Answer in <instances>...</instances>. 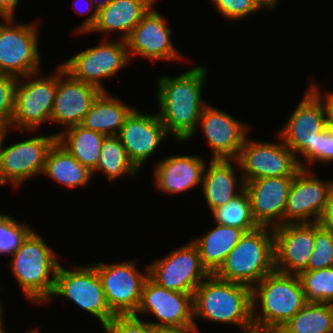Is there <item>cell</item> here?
Listing matches in <instances>:
<instances>
[{
  "mask_svg": "<svg viewBox=\"0 0 333 333\" xmlns=\"http://www.w3.org/2000/svg\"><path fill=\"white\" fill-rule=\"evenodd\" d=\"M206 69L197 66L179 76L166 75L158 81V116L168 135H174L178 141H188L197 131L202 110L207 105L201 98Z\"/></svg>",
  "mask_w": 333,
  "mask_h": 333,
  "instance_id": "1",
  "label": "cell"
},
{
  "mask_svg": "<svg viewBox=\"0 0 333 333\" xmlns=\"http://www.w3.org/2000/svg\"><path fill=\"white\" fill-rule=\"evenodd\" d=\"M195 318L238 325L243 333H254L252 288L209 274L193 294L194 324Z\"/></svg>",
  "mask_w": 333,
  "mask_h": 333,
  "instance_id": "2",
  "label": "cell"
},
{
  "mask_svg": "<svg viewBox=\"0 0 333 333\" xmlns=\"http://www.w3.org/2000/svg\"><path fill=\"white\" fill-rule=\"evenodd\" d=\"M257 303L259 306L261 304L262 313L257 312ZM305 304L299 276L274 270L252 288V321L255 332L277 333Z\"/></svg>",
  "mask_w": 333,
  "mask_h": 333,
  "instance_id": "3",
  "label": "cell"
},
{
  "mask_svg": "<svg viewBox=\"0 0 333 333\" xmlns=\"http://www.w3.org/2000/svg\"><path fill=\"white\" fill-rule=\"evenodd\" d=\"M51 248L33 230L12 254L11 272L32 303L45 304L52 295L60 263Z\"/></svg>",
  "mask_w": 333,
  "mask_h": 333,
  "instance_id": "4",
  "label": "cell"
},
{
  "mask_svg": "<svg viewBox=\"0 0 333 333\" xmlns=\"http://www.w3.org/2000/svg\"><path fill=\"white\" fill-rule=\"evenodd\" d=\"M274 270L273 228L258 227L244 233L214 275L253 288Z\"/></svg>",
  "mask_w": 333,
  "mask_h": 333,
  "instance_id": "5",
  "label": "cell"
},
{
  "mask_svg": "<svg viewBox=\"0 0 333 333\" xmlns=\"http://www.w3.org/2000/svg\"><path fill=\"white\" fill-rule=\"evenodd\" d=\"M40 74L36 72L18 79L11 129L16 127L22 129V132L24 129L33 132L42 123L51 121L57 90V70L51 76L39 79L37 75Z\"/></svg>",
  "mask_w": 333,
  "mask_h": 333,
  "instance_id": "6",
  "label": "cell"
},
{
  "mask_svg": "<svg viewBox=\"0 0 333 333\" xmlns=\"http://www.w3.org/2000/svg\"><path fill=\"white\" fill-rule=\"evenodd\" d=\"M282 127L278 135L295 154L300 167L307 169V164H302L296 153L301 154L308 165L316 162L317 137L327 128L321 101L309 89L306 90L304 98Z\"/></svg>",
  "mask_w": 333,
  "mask_h": 333,
  "instance_id": "7",
  "label": "cell"
},
{
  "mask_svg": "<svg viewBox=\"0 0 333 333\" xmlns=\"http://www.w3.org/2000/svg\"><path fill=\"white\" fill-rule=\"evenodd\" d=\"M280 140L258 142L245 139L233 160L242 172L244 182L266 177H294L301 169L295 154Z\"/></svg>",
  "mask_w": 333,
  "mask_h": 333,
  "instance_id": "8",
  "label": "cell"
},
{
  "mask_svg": "<svg viewBox=\"0 0 333 333\" xmlns=\"http://www.w3.org/2000/svg\"><path fill=\"white\" fill-rule=\"evenodd\" d=\"M0 22V74L20 78L40 72L38 31L35 24H15V18Z\"/></svg>",
  "mask_w": 333,
  "mask_h": 333,
  "instance_id": "9",
  "label": "cell"
},
{
  "mask_svg": "<svg viewBox=\"0 0 333 333\" xmlns=\"http://www.w3.org/2000/svg\"><path fill=\"white\" fill-rule=\"evenodd\" d=\"M75 269L69 271L59 265L52 295L46 303L54 296L66 297L95 316L104 327L115 315L107 305L99 275L92 265Z\"/></svg>",
  "mask_w": 333,
  "mask_h": 333,
  "instance_id": "10",
  "label": "cell"
},
{
  "mask_svg": "<svg viewBox=\"0 0 333 333\" xmlns=\"http://www.w3.org/2000/svg\"><path fill=\"white\" fill-rule=\"evenodd\" d=\"M106 39L109 38L104 36L100 45L87 48L62 64L74 79L93 85L103 92H107V89L101 79L116 75L131 62L125 40Z\"/></svg>",
  "mask_w": 333,
  "mask_h": 333,
  "instance_id": "11",
  "label": "cell"
},
{
  "mask_svg": "<svg viewBox=\"0 0 333 333\" xmlns=\"http://www.w3.org/2000/svg\"><path fill=\"white\" fill-rule=\"evenodd\" d=\"M101 280L107 305L114 315H135L142 296V288L148 278L146 273L137 271L134 261L109 264L100 262L92 265Z\"/></svg>",
  "mask_w": 333,
  "mask_h": 333,
  "instance_id": "12",
  "label": "cell"
},
{
  "mask_svg": "<svg viewBox=\"0 0 333 333\" xmlns=\"http://www.w3.org/2000/svg\"><path fill=\"white\" fill-rule=\"evenodd\" d=\"M208 275L201 264L199 249L193 241L148 265V277L157 285L192 295Z\"/></svg>",
  "mask_w": 333,
  "mask_h": 333,
  "instance_id": "13",
  "label": "cell"
},
{
  "mask_svg": "<svg viewBox=\"0 0 333 333\" xmlns=\"http://www.w3.org/2000/svg\"><path fill=\"white\" fill-rule=\"evenodd\" d=\"M6 134L3 133L0 143V185L9 181L18 188L25 180L43 173L47 154L57 141V135L31 137L4 148Z\"/></svg>",
  "mask_w": 333,
  "mask_h": 333,
  "instance_id": "14",
  "label": "cell"
},
{
  "mask_svg": "<svg viewBox=\"0 0 333 333\" xmlns=\"http://www.w3.org/2000/svg\"><path fill=\"white\" fill-rule=\"evenodd\" d=\"M314 176L315 173L308 168H301L294 176L284 211V224L320 222L333 180L323 181Z\"/></svg>",
  "mask_w": 333,
  "mask_h": 333,
  "instance_id": "15",
  "label": "cell"
},
{
  "mask_svg": "<svg viewBox=\"0 0 333 333\" xmlns=\"http://www.w3.org/2000/svg\"><path fill=\"white\" fill-rule=\"evenodd\" d=\"M148 312L159 319L157 322H148L153 326H197L193 320V295L161 287L149 277L144 282L136 314Z\"/></svg>",
  "mask_w": 333,
  "mask_h": 333,
  "instance_id": "16",
  "label": "cell"
},
{
  "mask_svg": "<svg viewBox=\"0 0 333 333\" xmlns=\"http://www.w3.org/2000/svg\"><path fill=\"white\" fill-rule=\"evenodd\" d=\"M275 271L299 274L307 268L314 249V223H286L273 228Z\"/></svg>",
  "mask_w": 333,
  "mask_h": 333,
  "instance_id": "17",
  "label": "cell"
},
{
  "mask_svg": "<svg viewBox=\"0 0 333 333\" xmlns=\"http://www.w3.org/2000/svg\"><path fill=\"white\" fill-rule=\"evenodd\" d=\"M152 8L125 39L130 60L134 54L146 57L153 62L181 59V54L179 55L178 50L170 40L171 29L167 27L166 19Z\"/></svg>",
  "mask_w": 333,
  "mask_h": 333,
  "instance_id": "18",
  "label": "cell"
},
{
  "mask_svg": "<svg viewBox=\"0 0 333 333\" xmlns=\"http://www.w3.org/2000/svg\"><path fill=\"white\" fill-rule=\"evenodd\" d=\"M102 92L93 85L74 79L60 65L57 69V90L51 122L63 124L66 129L80 125L91 105Z\"/></svg>",
  "mask_w": 333,
  "mask_h": 333,
  "instance_id": "19",
  "label": "cell"
},
{
  "mask_svg": "<svg viewBox=\"0 0 333 333\" xmlns=\"http://www.w3.org/2000/svg\"><path fill=\"white\" fill-rule=\"evenodd\" d=\"M294 177H266L245 183L251 212L259 227L284 224V211Z\"/></svg>",
  "mask_w": 333,
  "mask_h": 333,
  "instance_id": "20",
  "label": "cell"
},
{
  "mask_svg": "<svg viewBox=\"0 0 333 333\" xmlns=\"http://www.w3.org/2000/svg\"><path fill=\"white\" fill-rule=\"evenodd\" d=\"M198 124L212 148V159L219 160L236 159L250 127L208 103Z\"/></svg>",
  "mask_w": 333,
  "mask_h": 333,
  "instance_id": "21",
  "label": "cell"
},
{
  "mask_svg": "<svg viewBox=\"0 0 333 333\" xmlns=\"http://www.w3.org/2000/svg\"><path fill=\"white\" fill-rule=\"evenodd\" d=\"M117 136L129 159L139 170L168 133L158 113L143 114L134 108Z\"/></svg>",
  "mask_w": 333,
  "mask_h": 333,
  "instance_id": "22",
  "label": "cell"
},
{
  "mask_svg": "<svg viewBox=\"0 0 333 333\" xmlns=\"http://www.w3.org/2000/svg\"><path fill=\"white\" fill-rule=\"evenodd\" d=\"M205 161L196 155H175L154 166V182L166 194H179L202 183Z\"/></svg>",
  "mask_w": 333,
  "mask_h": 333,
  "instance_id": "23",
  "label": "cell"
},
{
  "mask_svg": "<svg viewBox=\"0 0 333 333\" xmlns=\"http://www.w3.org/2000/svg\"><path fill=\"white\" fill-rule=\"evenodd\" d=\"M231 159H211L210 165H205L201 187L210 210L225 205L245 189V182L237 180ZM238 191H236L237 189Z\"/></svg>",
  "mask_w": 333,
  "mask_h": 333,
  "instance_id": "24",
  "label": "cell"
},
{
  "mask_svg": "<svg viewBox=\"0 0 333 333\" xmlns=\"http://www.w3.org/2000/svg\"><path fill=\"white\" fill-rule=\"evenodd\" d=\"M157 0H112L98 10L95 25L88 32L122 31L121 40H125L131 30L141 21Z\"/></svg>",
  "mask_w": 333,
  "mask_h": 333,
  "instance_id": "25",
  "label": "cell"
},
{
  "mask_svg": "<svg viewBox=\"0 0 333 333\" xmlns=\"http://www.w3.org/2000/svg\"><path fill=\"white\" fill-rule=\"evenodd\" d=\"M133 110V107L121 103L120 99L111 96L109 92H102L80 125L105 136H115Z\"/></svg>",
  "mask_w": 333,
  "mask_h": 333,
  "instance_id": "26",
  "label": "cell"
},
{
  "mask_svg": "<svg viewBox=\"0 0 333 333\" xmlns=\"http://www.w3.org/2000/svg\"><path fill=\"white\" fill-rule=\"evenodd\" d=\"M216 225L206 235L192 240L199 249L201 264L209 274H214L219 269L245 233L236 227Z\"/></svg>",
  "mask_w": 333,
  "mask_h": 333,
  "instance_id": "27",
  "label": "cell"
},
{
  "mask_svg": "<svg viewBox=\"0 0 333 333\" xmlns=\"http://www.w3.org/2000/svg\"><path fill=\"white\" fill-rule=\"evenodd\" d=\"M55 135H57V142L79 163L91 172L95 170L106 137L104 134L76 125Z\"/></svg>",
  "mask_w": 333,
  "mask_h": 333,
  "instance_id": "28",
  "label": "cell"
},
{
  "mask_svg": "<svg viewBox=\"0 0 333 333\" xmlns=\"http://www.w3.org/2000/svg\"><path fill=\"white\" fill-rule=\"evenodd\" d=\"M42 174L71 189L88 185L93 176L57 141L49 149Z\"/></svg>",
  "mask_w": 333,
  "mask_h": 333,
  "instance_id": "29",
  "label": "cell"
},
{
  "mask_svg": "<svg viewBox=\"0 0 333 333\" xmlns=\"http://www.w3.org/2000/svg\"><path fill=\"white\" fill-rule=\"evenodd\" d=\"M277 333H333V304L306 303Z\"/></svg>",
  "mask_w": 333,
  "mask_h": 333,
  "instance_id": "30",
  "label": "cell"
},
{
  "mask_svg": "<svg viewBox=\"0 0 333 333\" xmlns=\"http://www.w3.org/2000/svg\"><path fill=\"white\" fill-rule=\"evenodd\" d=\"M97 171L106 174L107 179L112 181L124 175L134 176L140 170L131 162L119 137L115 135L105 137L93 175Z\"/></svg>",
  "mask_w": 333,
  "mask_h": 333,
  "instance_id": "31",
  "label": "cell"
},
{
  "mask_svg": "<svg viewBox=\"0 0 333 333\" xmlns=\"http://www.w3.org/2000/svg\"><path fill=\"white\" fill-rule=\"evenodd\" d=\"M217 224L242 229L245 233L258 228L251 212L250 197L245 189L225 205L211 211Z\"/></svg>",
  "mask_w": 333,
  "mask_h": 333,
  "instance_id": "32",
  "label": "cell"
},
{
  "mask_svg": "<svg viewBox=\"0 0 333 333\" xmlns=\"http://www.w3.org/2000/svg\"><path fill=\"white\" fill-rule=\"evenodd\" d=\"M306 303L333 304V267L298 274Z\"/></svg>",
  "mask_w": 333,
  "mask_h": 333,
  "instance_id": "33",
  "label": "cell"
},
{
  "mask_svg": "<svg viewBox=\"0 0 333 333\" xmlns=\"http://www.w3.org/2000/svg\"><path fill=\"white\" fill-rule=\"evenodd\" d=\"M333 267V232L315 222L314 249L304 271Z\"/></svg>",
  "mask_w": 333,
  "mask_h": 333,
  "instance_id": "34",
  "label": "cell"
},
{
  "mask_svg": "<svg viewBox=\"0 0 333 333\" xmlns=\"http://www.w3.org/2000/svg\"><path fill=\"white\" fill-rule=\"evenodd\" d=\"M26 223H18L9 215L0 214V254H13L33 231Z\"/></svg>",
  "mask_w": 333,
  "mask_h": 333,
  "instance_id": "35",
  "label": "cell"
},
{
  "mask_svg": "<svg viewBox=\"0 0 333 333\" xmlns=\"http://www.w3.org/2000/svg\"><path fill=\"white\" fill-rule=\"evenodd\" d=\"M18 79L13 75L0 74V133L8 132L11 129Z\"/></svg>",
  "mask_w": 333,
  "mask_h": 333,
  "instance_id": "36",
  "label": "cell"
},
{
  "mask_svg": "<svg viewBox=\"0 0 333 333\" xmlns=\"http://www.w3.org/2000/svg\"><path fill=\"white\" fill-rule=\"evenodd\" d=\"M228 20H240L251 13L269 7L262 0H210Z\"/></svg>",
  "mask_w": 333,
  "mask_h": 333,
  "instance_id": "37",
  "label": "cell"
},
{
  "mask_svg": "<svg viewBox=\"0 0 333 333\" xmlns=\"http://www.w3.org/2000/svg\"><path fill=\"white\" fill-rule=\"evenodd\" d=\"M104 333H153V325L138 314L115 315L104 327Z\"/></svg>",
  "mask_w": 333,
  "mask_h": 333,
  "instance_id": "38",
  "label": "cell"
},
{
  "mask_svg": "<svg viewBox=\"0 0 333 333\" xmlns=\"http://www.w3.org/2000/svg\"><path fill=\"white\" fill-rule=\"evenodd\" d=\"M316 161L327 164L333 161V130L326 128L319 133L316 141Z\"/></svg>",
  "mask_w": 333,
  "mask_h": 333,
  "instance_id": "39",
  "label": "cell"
},
{
  "mask_svg": "<svg viewBox=\"0 0 333 333\" xmlns=\"http://www.w3.org/2000/svg\"><path fill=\"white\" fill-rule=\"evenodd\" d=\"M309 85V90L321 101L323 105L326 127L333 130V92H328V94L324 96L322 95V87L320 85L313 82Z\"/></svg>",
  "mask_w": 333,
  "mask_h": 333,
  "instance_id": "40",
  "label": "cell"
},
{
  "mask_svg": "<svg viewBox=\"0 0 333 333\" xmlns=\"http://www.w3.org/2000/svg\"><path fill=\"white\" fill-rule=\"evenodd\" d=\"M87 1L89 2V5H90V6H88L89 9L87 8L88 10L86 9L85 10L86 12L81 11V12H83L81 14L82 15L87 14L93 8H94V12H92L91 15L89 17H87V19H85V21L79 26V28L77 30L78 33H83V34L88 33L92 29V27L95 25L97 17H98V10L96 9V7L93 5V3H91L90 0H87ZM77 11L80 13L79 10H77Z\"/></svg>",
  "mask_w": 333,
  "mask_h": 333,
  "instance_id": "41",
  "label": "cell"
},
{
  "mask_svg": "<svg viewBox=\"0 0 333 333\" xmlns=\"http://www.w3.org/2000/svg\"><path fill=\"white\" fill-rule=\"evenodd\" d=\"M320 224L333 232V188L331 189L325 212Z\"/></svg>",
  "mask_w": 333,
  "mask_h": 333,
  "instance_id": "42",
  "label": "cell"
},
{
  "mask_svg": "<svg viewBox=\"0 0 333 333\" xmlns=\"http://www.w3.org/2000/svg\"><path fill=\"white\" fill-rule=\"evenodd\" d=\"M153 333H199L197 326L158 327L153 326Z\"/></svg>",
  "mask_w": 333,
  "mask_h": 333,
  "instance_id": "43",
  "label": "cell"
},
{
  "mask_svg": "<svg viewBox=\"0 0 333 333\" xmlns=\"http://www.w3.org/2000/svg\"><path fill=\"white\" fill-rule=\"evenodd\" d=\"M19 0H0V17L13 18Z\"/></svg>",
  "mask_w": 333,
  "mask_h": 333,
  "instance_id": "44",
  "label": "cell"
},
{
  "mask_svg": "<svg viewBox=\"0 0 333 333\" xmlns=\"http://www.w3.org/2000/svg\"><path fill=\"white\" fill-rule=\"evenodd\" d=\"M91 3H93V5L96 7L97 10L101 9L102 7L107 6L112 0H103V1H99L98 0H90ZM98 2V3H96Z\"/></svg>",
  "mask_w": 333,
  "mask_h": 333,
  "instance_id": "45",
  "label": "cell"
},
{
  "mask_svg": "<svg viewBox=\"0 0 333 333\" xmlns=\"http://www.w3.org/2000/svg\"><path fill=\"white\" fill-rule=\"evenodd\" d=\"M268 7L269 9H274L275 6L278 4V0H262Z\"/></svg>",
  "mask_w": 333,
  "mask_h": 333,
  "instance_id": "46",
  "label": "cell"
},
{
  "mask_svg": "<svg viewBox=\"0 0 333 333\" xmlns=\"http://www.w3.org/2000/svg\"><path fill=\"white\" fill-rule=\"evenodd\" d=\"M3 306H2V303L0 302V321H2L3 320Z\"/></svg>",
  "mask_w": 333,
  "mask_h": 333,
  "instance_id": "47",
  "label": "cell"
},
{
  "mask_svg": "<svg viewBox=\"0 0 333 333\" xmlns=\"http://www.w3.org/2000/svg\"><path fill=\"white\" fill-rule=\"evenodd\" d=\"M2 328H3V320L0 321V333H8V332L4 331Z\"/></svg>",
  "mask_w": 333,
  "mask_h": 333,
  "instance_id": "48",
  "label": "cell"
},
{
  "mask_svg": "<svg viewBox=\"0 0 333 333\" xmlns=\"http://www.w3.org/2000/svg\"><path fill=\"white\" fill-rule=\"evenodd\" d=\"M26 333H36V329L35 330H30V331H28Z\"/></svg>",
  "mask_w": 333,
  "mask_h": 333,
  "instance_id": "49",
  "label": "cell"
},
{
  "mask_svg": "<svg viewBox=\"0 0 333 333\" xmlns=\"http://www.w3.org/2000/svg\"><path fill=\"white\" fill-rule=\"evenodd\" d=\"M2 137H3V133H0V143H1Z\"/></svg>",
  "mask_w": 333,
  "mask_h": 333,
  "instance_id": "50",
  "label": "cell"
}]
</instances>
